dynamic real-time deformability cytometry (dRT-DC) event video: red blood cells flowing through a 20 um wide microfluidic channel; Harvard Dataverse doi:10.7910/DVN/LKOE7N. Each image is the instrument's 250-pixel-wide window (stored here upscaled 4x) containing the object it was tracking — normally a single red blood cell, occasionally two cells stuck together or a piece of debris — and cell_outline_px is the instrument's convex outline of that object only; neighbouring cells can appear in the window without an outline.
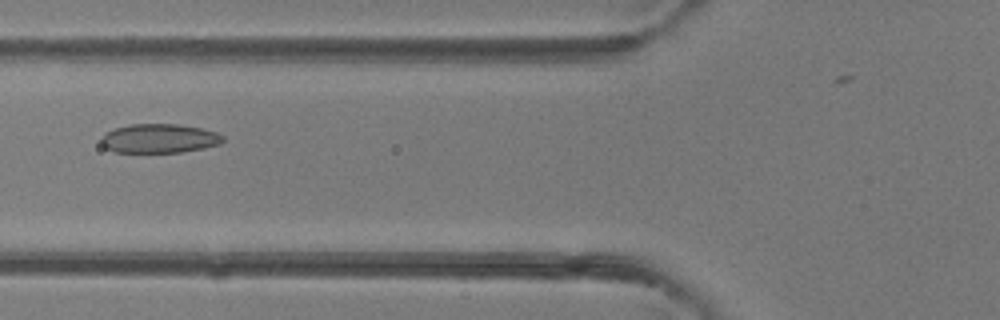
{"species": "common noctule bat (a hibernating species)", "species_latin": "Nyctalus noctula", "temperature_condition": "room temperature", "stored_images_in_passage": 5, "camera_frame_rate_fps": 3000, "um_per_image_px": 0.085, "animal": {"sex": "female"}, "frame": {"image": 1, "passage_image": 5, "time_ms": 4.333, "image_size_px": [1000, 320], "cell_outline_px": [[224, 140], [220, 144], [204, 148], [180, 152], [116, 152], [104, 148], [100, 140], [104, 132], [128, 124], [180, 124], [200, 128], [216, 132], [224, 136]], "centroid_in_image_um": [13.52, 11.76], "position_along_channel_um": 112.3, "area_um2": 20.75}}